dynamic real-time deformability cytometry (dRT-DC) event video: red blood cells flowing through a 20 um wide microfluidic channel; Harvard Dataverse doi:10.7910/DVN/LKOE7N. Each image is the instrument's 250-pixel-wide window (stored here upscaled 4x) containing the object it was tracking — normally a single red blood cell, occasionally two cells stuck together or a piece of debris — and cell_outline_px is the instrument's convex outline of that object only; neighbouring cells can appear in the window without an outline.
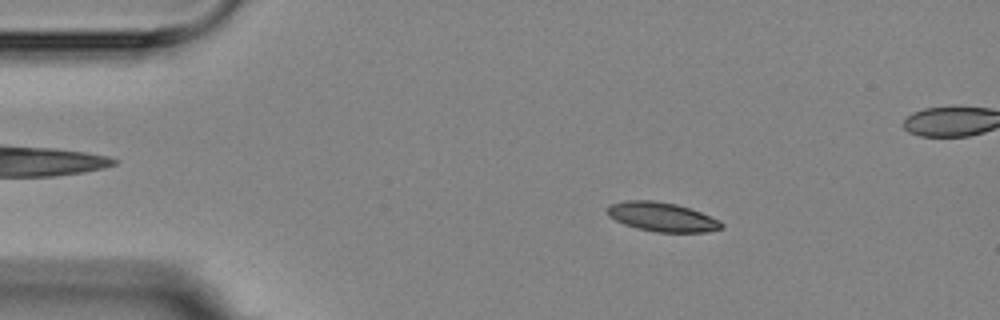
{"species": "Egyptian fruit bat (a non-hibernating species)", "species_latin": "Rousettus aegyptiacus", "temperature_condition": "room temperature", "stored_images_in_passage": 5, "camera_frame_rate_fps": 3000, "um_per_image_px": 0.085, "animal": {"sex": "female"}, "frame": {"image": 1, "passage_image": 2, "time_ms": 1.333, "image_size_px": [1000, 320], "cell_outline_px": [[724, 228], [708, 232], [656, 232], [636, 228], [624, 224], [608, 216], [608, 204], [624, 200], [656, 200], [676, 204], [700, 212], [720, 220], [724, 224]], "centroid_in_image_um": [56.27, 18.43], "position_along_channel_um": 28.7, "area_um2": 19.54}}